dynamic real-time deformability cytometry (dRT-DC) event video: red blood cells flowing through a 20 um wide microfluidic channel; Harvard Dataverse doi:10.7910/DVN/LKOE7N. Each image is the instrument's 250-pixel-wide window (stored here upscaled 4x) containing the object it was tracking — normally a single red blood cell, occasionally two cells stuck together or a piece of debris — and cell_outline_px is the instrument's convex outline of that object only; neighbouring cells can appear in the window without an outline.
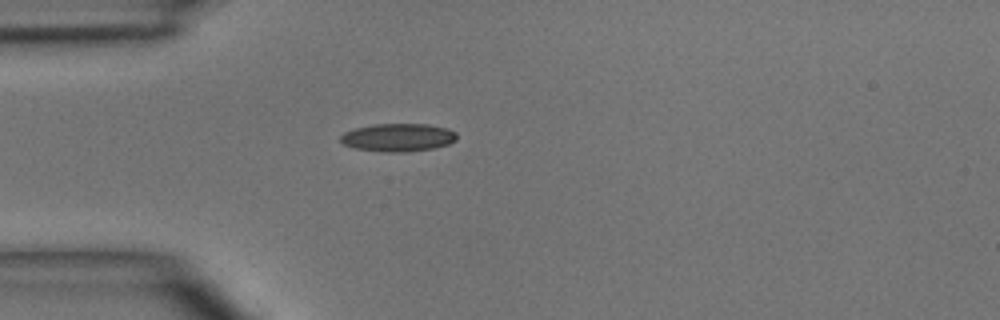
{"species": "common noctule bat (a hibernating species)", "species_latin": "Nyctalus noctula", "temperature_condition": "room temperature", "stored_images_in_passage": 1, "camera_frame_rate_fps": 3000, "um_per_image_px": 0.085, "animal": {"sex": "male", "body_mass_g": 15.6}, "frame": {"image": 1, "passage_image": 1, "time_ms": 0.0, "image_size_px": [1000, 320], "cell_outline_px": [[456, 140], [448, 144], [432, 148], [404, 152], [384, 152], [356, 148], [344, 144], [340, 140], [340, 136], [344, 132], [356, 128], [372, 124], [428, 124], [448, 128], [456, 132]], "centroid_in_image_um": [33.84, 11.67], "position_along_channel_um": 51.2, "area_um2": 18.9}}